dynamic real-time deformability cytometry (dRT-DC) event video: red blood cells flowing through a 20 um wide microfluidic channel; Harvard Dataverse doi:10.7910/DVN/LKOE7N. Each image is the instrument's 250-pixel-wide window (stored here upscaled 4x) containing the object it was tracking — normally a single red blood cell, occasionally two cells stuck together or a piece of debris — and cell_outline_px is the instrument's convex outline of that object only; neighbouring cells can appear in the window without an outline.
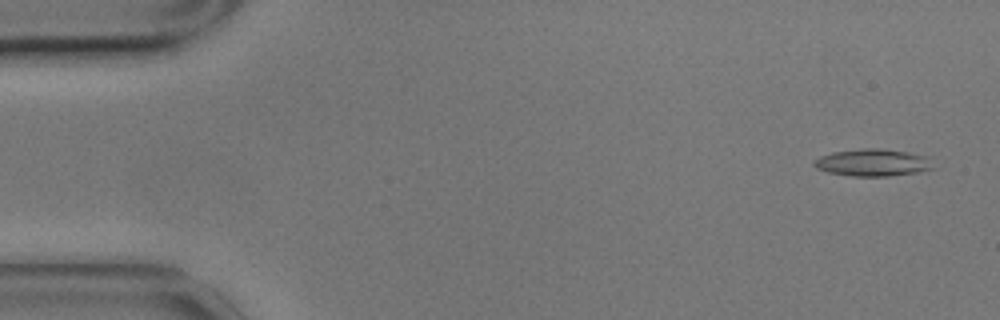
{"species": "common noctule bat (a hibernating species)", "species_latin": "Nyctalus noctula", "temperature_condition": "cold", "stored_images_in_passage": 48, "camera_frame_rate_fps": 3000, "um_per_image_px": 0.085, "animal": {"sex": "male", "body_mass_g": 17.9}, "frame": {"image": 1, "passage_image": 2, "time_ms": 0.333, "image_size_px": [1000, 320], "cell_outline_px": [[936, 168], [916, 172], [888, 176], [848, 176], [828, 172], [816, 168], [812, 164], [812, 160], [820, 156], [832, 152], [868, 148], [876, 148], [904, 152], [928, 156]], "centroid_in_image_um": [74.16, 13.83], "position_along_channel_um": 10.8, "area_um2": 18.84}}
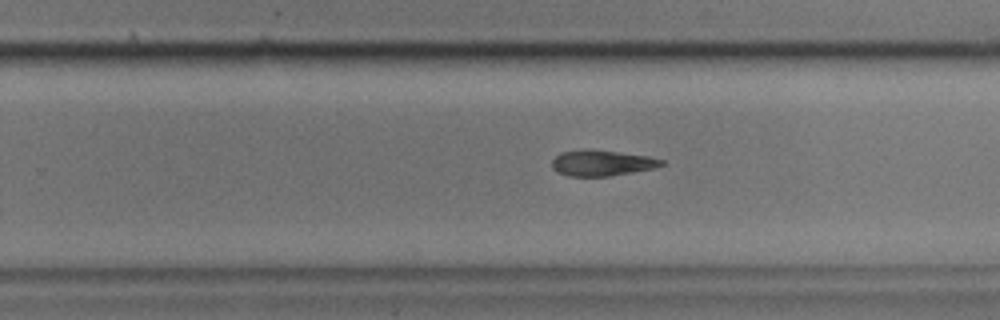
{"frame": {"image": 2, "passage_image": 35, "time_ms": 11.333, "image_size_px": [1000, 320], "cell_outline_px": [[664, 164], [652, 168], [632, 172], [608, 176], [568, 176], [556, 172], [552, 168], [552, 160], [560, 152], [584, 148], [620, 152], [648, 156], [664, 160]], "centroid_in_image_um": [51.1, 13.84], "position_along_channel_um": 278.7, "area_um2": 16.53}}
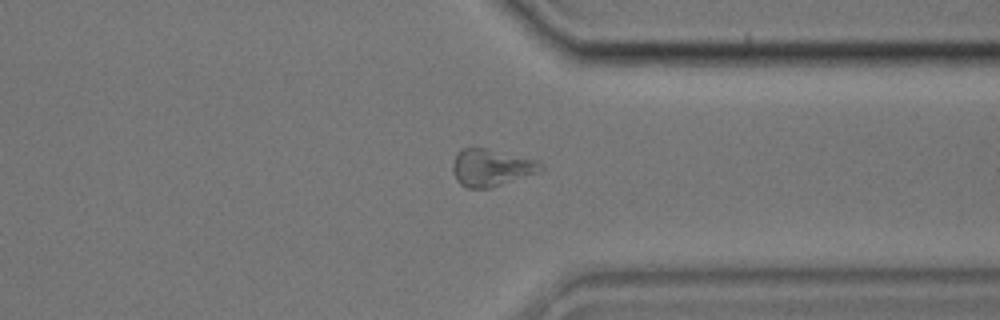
{"frame": {"image": 3, "passage_image": 43, "time_ms": 14.0, "image_size_px": [1000, 320], "cell_outline_px": [[544, 168], [536, 172], [492, 188], [468, 188], [460, 184], [456, 180], [452, 172], [452, 164], [456, 152], [464, 148], [484, 148], [536, 160], [544, 164]], "centroid_in_image_um": [41.7, 14.25], "position_along_channel_um": 369.7, "area_um2": 18.9}}